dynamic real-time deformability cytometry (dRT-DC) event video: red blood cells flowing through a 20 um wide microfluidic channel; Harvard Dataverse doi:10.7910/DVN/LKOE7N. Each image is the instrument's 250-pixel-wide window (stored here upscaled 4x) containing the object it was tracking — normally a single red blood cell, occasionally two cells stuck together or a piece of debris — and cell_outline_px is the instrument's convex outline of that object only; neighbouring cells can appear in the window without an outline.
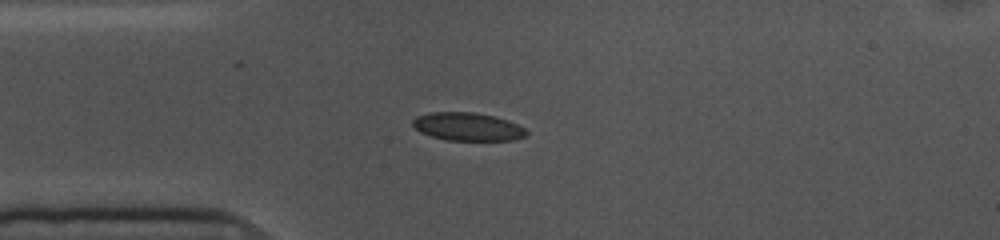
{"species": "common noctule bat (a hibernating species)", "species_latin": "Nyctalus noctula", "temperature_condition": "cold", "stored_images_in_passage": 43, "camera_frame_rate_fps": 3000, "um_per_image_px": 0.085, "animal": {"sex": "female", "body_mass_g": 10.0, "forearm_length_mm": 53.1}, "frame": {"image": 1, "passage_image": 1, "time_ms": 0.0, "image_size_px": [1000, 240], "cell_outline_px": [[528, 132], [524, 136], [512, 140], [444, 140], [420, 132], [412, 124], [412, 120], [416, 116], [428, 112], [476, 112], [508, 120], [524, 128]], "centroid_in_image_um": [39.71, 10.76], "position_along_channel_um": 45.3, "area_um2": 18.55}}
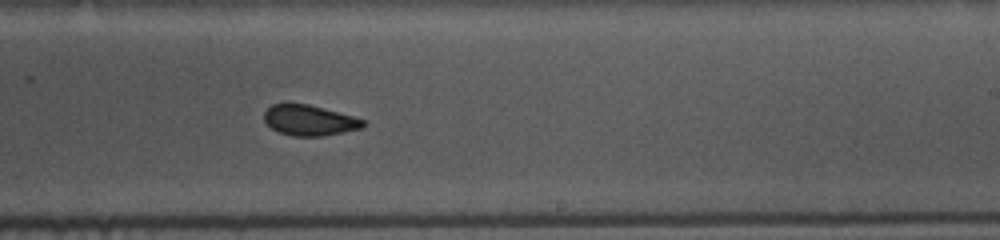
{"frame": {"image": 2, "passage_image": 20, "time_ms": 6.333, "image_size_px": [1000, 240], "cell_outline_px": [[368, 124], [360, 128], [320, 136], [292, 136], [280, 132], [272, 128], [264, 120], [264, 112], [272, 104], [308, 104], [352, 116], [364, 120]], "centroid_in_image_um": [26.28, 10.22], "position_along_channel_um": 262.7, "area_um2": 17.22}}
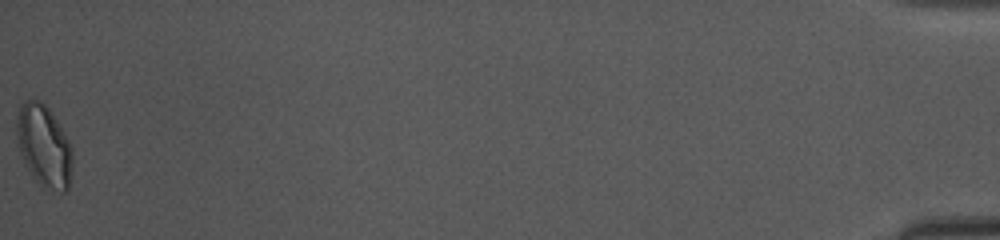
{"frame": {"image": 3, "passage_image": 43, "time_ms": 14.0, "image_size_px": [1000, 240], "cell_outline_px": [[72, 164], [68, 192], [60, 192], [44, 188], [36, 180], [24, 164], [20, 152], [16, 136], [16, 120], [20, 108], [24, 100], [40, 100], [48, 108], [72, 144]], "centroid_in_image_um": [3.75, 12.43], "position_along_channel_um": 431.5, "area_um2": 26.76}, "authors_computed_cell_mechanics": {"area_um2": 18.785, "velocity_mm_per_s": 3.5853, "shape_relaxation_time_tau1_ms": 3.1076, "shape_relaxation_time_tau2_ms": 1.3504, "deformation_change_tau1": 0.0772, "deformation_change_tau2": 0.0616}}